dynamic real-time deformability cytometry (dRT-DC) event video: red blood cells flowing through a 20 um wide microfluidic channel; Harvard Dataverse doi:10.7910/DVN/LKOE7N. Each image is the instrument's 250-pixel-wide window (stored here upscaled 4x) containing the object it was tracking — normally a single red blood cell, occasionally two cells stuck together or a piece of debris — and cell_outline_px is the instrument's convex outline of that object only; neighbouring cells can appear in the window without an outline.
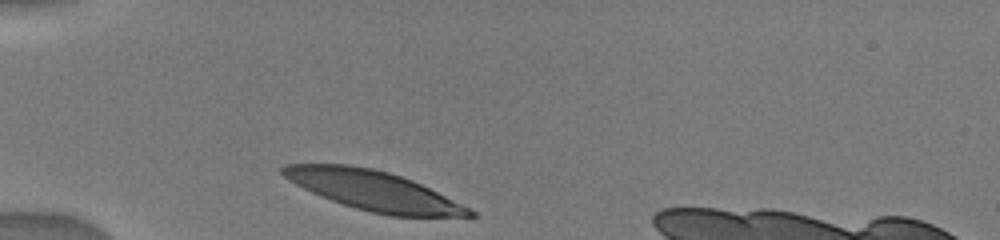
{"species": "human", "species_latin": "Homo sapiens", "temperature_condition": "warm", "stored_images_in_passage": 7, "camera_frame_rate_fps": 3000, "um_per_image_px": 0.085, "donor": {"sex": "male"}, "frame": {"image": 1, "passage_image": 1, "time_ms": 0.0, "image_size_px": [1000, 240], "cell_outline_px": [[476, 216], [388, 216], [356, 208], [320, 196], [288, 180], [280, 172], [280, 168], [284, 164], [348, 164], [372, 168], [388, 172], [412, 180], [476, 212]], "centroid_in_image_um": [31.68, 16.18], "position_along_channel_um": 53.3, "area_um2": 42.31}}
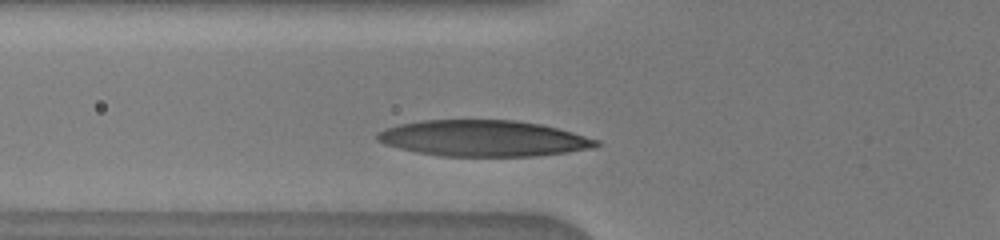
{"frame": {"image": 2, "passage_image": 4, "time_ms": 1.333, "image_size_px": [1000, 240], "cell_outline_px": [[600, 144], [596, 148], [568, 152], [536, 156], [440, 156], [416, 152], [384, 144], [376, 140], [376, 136], [384, 128], [400, 124], [420, 120], [516, 120], [540, 124], [572, 132], [600, 140]], "centroid_in_image_um": [41.11, 11.76], "position_along_channel_um": 84.7, "area_um2": 46.18}}
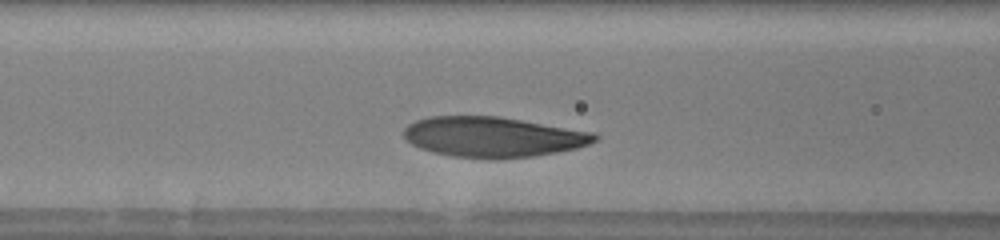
{"frame": {"image": 3, "passage_image": 6, "time_ms": 2.333, "image_size_px": [1000, 240], "cell_outline_px": [[600, 140], [576, 148], [556, 152], [532, 156], [496, 160], [452, 156], [432, 152], [420, 148], [412, 144], [404, 136], [404, 128], [408, 124], [416, 120], [428, 116], [500, 116], [596, 132], [600, 136]], "centroid_in_image_um": [41.94, 11.64], "position_along_channel_um": 124.7, "area_um2": 45.32}}